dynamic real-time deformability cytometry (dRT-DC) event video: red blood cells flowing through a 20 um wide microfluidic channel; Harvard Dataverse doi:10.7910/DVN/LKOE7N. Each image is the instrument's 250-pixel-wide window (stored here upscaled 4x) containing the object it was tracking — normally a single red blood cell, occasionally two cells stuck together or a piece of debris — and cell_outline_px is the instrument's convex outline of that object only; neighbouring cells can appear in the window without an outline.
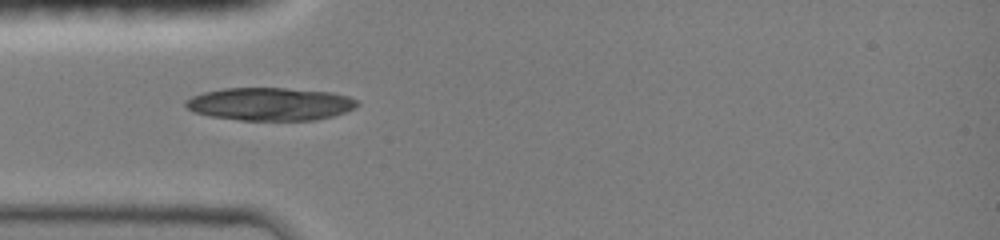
{"species": "common noctule bat (a hibernating species)", "species_latin": "Nyctalus noctula", "temperature_condition": "room temperature", "stored_images_in_passage": 10, "camera_frame_rate_fps": 3000, "um_per_image_px": 0.085, "animal": {"sex": "female", "body_mass_g": 19.0, "forearm_length_mm": 51.5}, "frame": {"image": 1, "passage_image": 1, "time_ms": 0.0, "image_size_px": [1000, 240], "cell_outline_px": [[360, 104], [344, 112], [332, 116], [316, 120], [240, 120], [212, 116], [196, 112], [188, 108], [184, 104], [184, 100], [192, 96], [204, 92], [224, 88], [284, 88], [332, 92], [348, 96], [356, 100]], "centroid_in_image_um": [22.95, 8.83], "position_along_channel_um": 62.0, "area_um2": 32.71}}
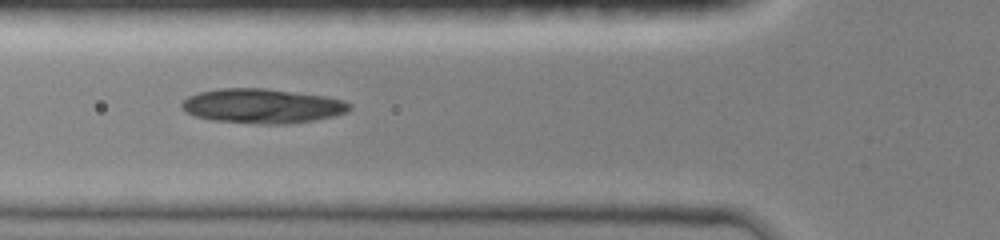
{"frame": {"image": 2, "passage_image": 6, "time_ms": 1.0, "image_size_px": [1000, 240], "cell_outline_px": [[352, 108], [344, 112], [332, 116], [312, 120], [284, 124], [264, 124], [212, 120], [196, 116], [184, 112], [180, 108], [180, 104], [188, 96], [200, 92], [220, 88], [264, 88], [324, 96], [344, 100], [352, 104]], "centroid_in_image_um": [22.25, 9.0], "position_along_channel_um": 103.5, "area_um2": 33.58}}
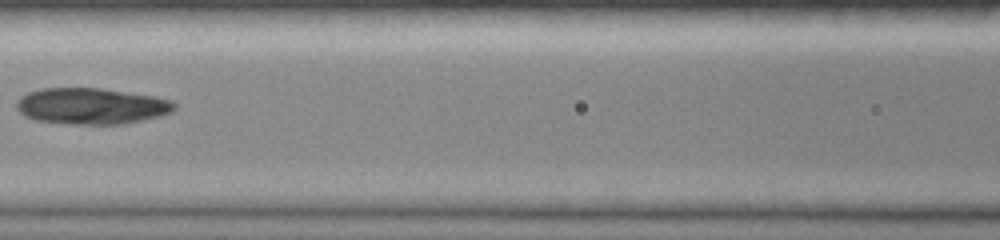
{"frame": {"image": 3, "passage_image": 8, "time_ms": 2.333, "image_size_px": [1000, 240], "cell_outline_px": [[176, 108], [172, 112], [160, 116], [140, 120], [116, 124], [76, 124], [36, 120], [24, 116], [16, 108], [16, 100], [20, 96], [28, 92], [40, 88], [100, 88], [152, 96], [172, 100], [176, 104]], "centroid_in_image_um": [7.74, 9.01], "position_along_channel_um": 158.9, "area_um2": 33.18}}